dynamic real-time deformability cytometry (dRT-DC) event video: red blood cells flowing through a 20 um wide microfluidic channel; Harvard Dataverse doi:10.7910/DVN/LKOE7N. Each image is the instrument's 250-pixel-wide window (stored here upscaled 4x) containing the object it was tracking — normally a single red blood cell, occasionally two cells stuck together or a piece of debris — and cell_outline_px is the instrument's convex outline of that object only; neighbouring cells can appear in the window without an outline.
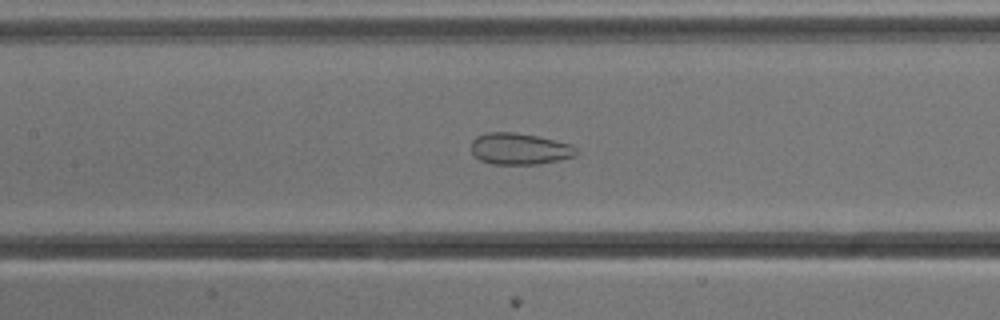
{"species": "common noctule bat (a hibernating species)", "species_latin": "Nyctalus noctula", "temperature_condition": "cold", "stored_images_in_passage": 54, "camera_frame_rate_fps": 3000, "um_per_image_px": 0.085, "animal": {"sex": "male", "body_mass_g": 13.3}, "frame": {"image": 1, "passage_image": 25, "time_ms": 8.0, "image_size_px": [1000, 320], "cell_outline_px": [[580, 152], [576, 156], [536, 164], [492, 164], [480, 160], [472, 152], [472, 140], [476, 136], [484, 132], [512, 132], [536, 136], [572, 144]], "centroid_in_image_um": [44.16, 12.64], "position_along_channel_um": 163.2, "area_um2": 19.25}}
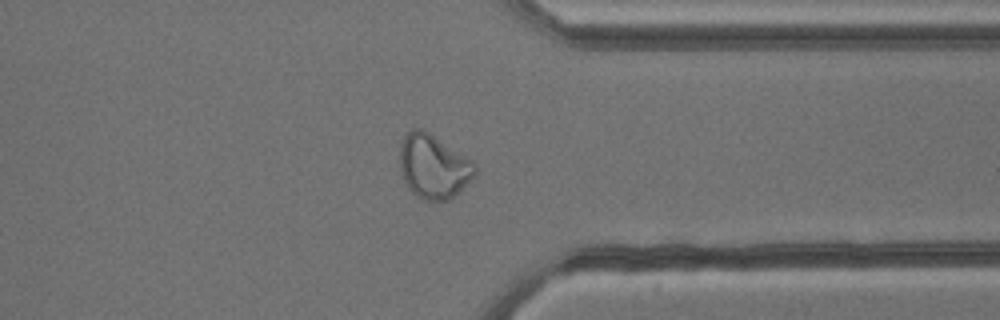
{"frame": {"image": 2, "passage_image": 42, "time_ms": 13.667, "image_size_px": [1000, 320], "cell_outline_px": [[476, 172], [448, 200], [424, 200], [416, 196], [408, 188], [400, 172], [400, 144], [404, 136], [412, 128], [420, 128], [428, 132], [468, 156], [476, 164]], "centroid_in_image_um": [36.81, 14.12], "position_along_channel_um": 374.6, "area_um2": 27.8}}
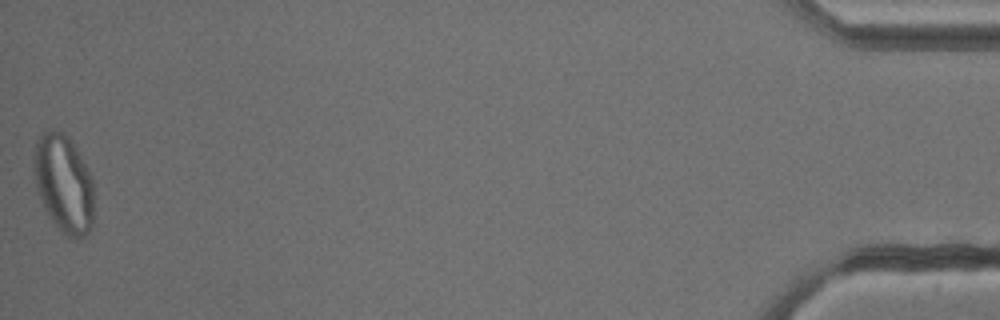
{"frame": {"image": 3, "passage_image": 54, "time_ms": 17.667, "image_size_px": [1000, 320], "cell_outline_px": [[96, 196], [92, 228], [84, 236], [72, 240], [60, 232], [44, 208], [36, 192], [32, 168], [32, 152], [36, 140], [48, 128], [64, 132], [72, 140], [92, 176]], "centroid_in_image_um": [5.42, 15.61], "position_along_channel_um": 429.8, "area_um2": 35.89}, "authors_computed_cell_mechanics": {"area_um2": 29.1023, "velocity_mm_per_s": 3.8165, "shape_relaxation_time_tau1_ms": null, "shape_relaxation_time_tau2_ms": 1.195, "deformation_change_tau1": null, "deformation_change_tau2": 0.0755}}